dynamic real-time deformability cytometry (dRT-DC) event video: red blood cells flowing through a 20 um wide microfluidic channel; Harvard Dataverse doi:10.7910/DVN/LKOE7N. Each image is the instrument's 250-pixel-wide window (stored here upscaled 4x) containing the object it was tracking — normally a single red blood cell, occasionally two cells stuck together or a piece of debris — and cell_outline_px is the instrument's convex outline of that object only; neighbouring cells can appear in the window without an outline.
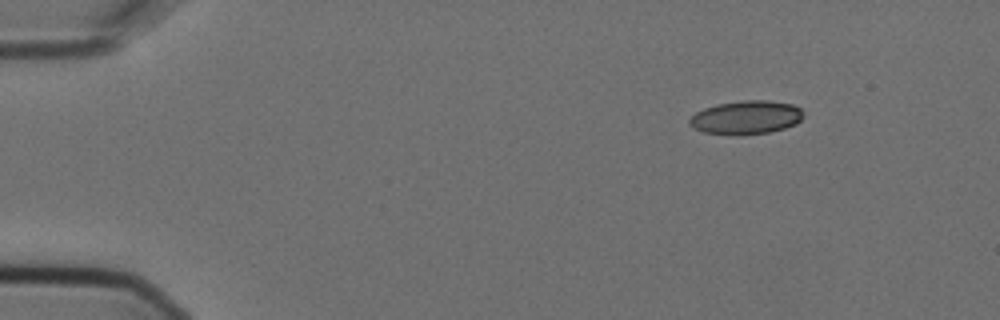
{"species": "Egyptian fruit bat (a non-hibernating species)", "species_latin": "Rousettus aegyptiacus", "temperature_condition": "cold", "stored_images_in_passage": 3, "camera_frame_rate_fps": 3000, "um_per_image_px": 0.085, "animal": {"sex": "female"}, "frame": {"image": 1, "passage_image": 1, "time_ms": 0.0, "image_size_px": [1000, 320], "cell_outline_px": [[804, 116], [796, 124], [784, 128], [768, 132], [740, 136], [704, 132], [692, 128], [688, 124], [688, 120], [696, 112], [704, 108], [716, 104], [744, 100], [768, 100], [792, 104], [800, 108], [804, 112]], "centroid_in_image_um": [63.41, 9.99], "position_along_channel_um": 21.6, "area_um2": 22.54}}
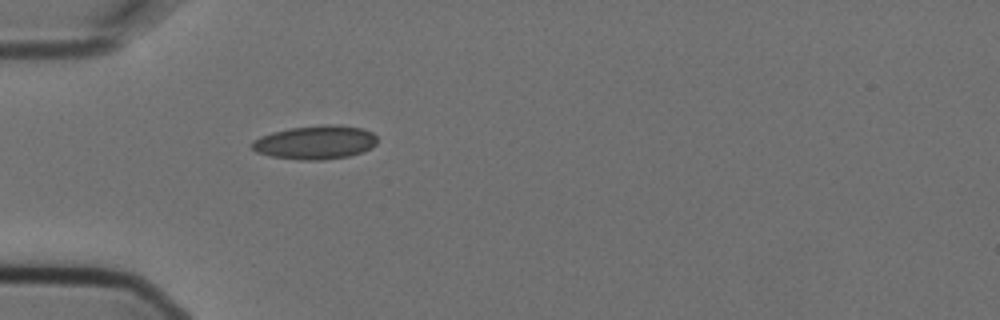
{"frame": {"image": 2, "passage_image": 3, "time_ms": 0.667, "image_size_px": [1000, 320], "cell_outline_px": [[376, 144], [372, 148], [364, 152], [348, 156], [324, 160], [300, 160], [272, 156], [256, 152], [248, 144], [252, 140], [260, 136], [272, 132], [288, 128], [324, 124], [332, 124], [360, 128], [372, 132], [376, 136]], "centroid_in_image_um": [26.78, 12.1], "position_along_channel_um": 58.2, "area_um2": 24.85}}